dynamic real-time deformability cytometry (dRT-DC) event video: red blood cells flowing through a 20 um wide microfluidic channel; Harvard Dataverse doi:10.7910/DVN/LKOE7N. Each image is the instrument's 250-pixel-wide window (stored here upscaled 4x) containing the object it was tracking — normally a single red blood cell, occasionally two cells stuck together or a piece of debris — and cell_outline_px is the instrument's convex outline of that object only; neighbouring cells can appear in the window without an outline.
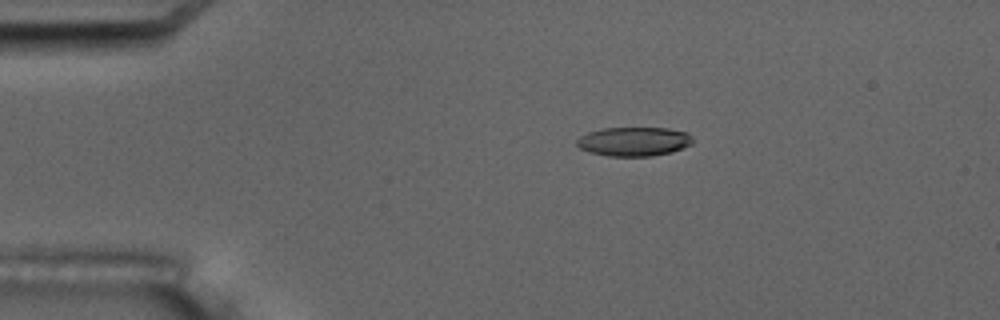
{"species": "common noctule bat (a hibernating species)", "species_latin": "Nyctalus noctula", "temperature_condition": "room temperature", "stored_images_in_passage": 6, "camera_frame_rate_fps": 3000, "um_per_image_px": 0.085, "animal": {"sex": "male", "body_mass_g": 17.5, "forearm_length_mm": 52.3}, "frame": {"image": 1, "passage_image": 3, "time_ms": 2.333, "image_size_px": [1000, 320], "cell_outline_px": [[692, 144], [672, 152], [652, 156], [608, 156], [588, 152], [580, 148], [576, 144], [576, 140], [580, 136], [588, 132], [604, 128], [668, 128], [688, 132], [692, 136]], "centroid_in_image_um": [53.88, 12.03], "position_along_channel_um": 31.1, "area_um2": 19.77}}
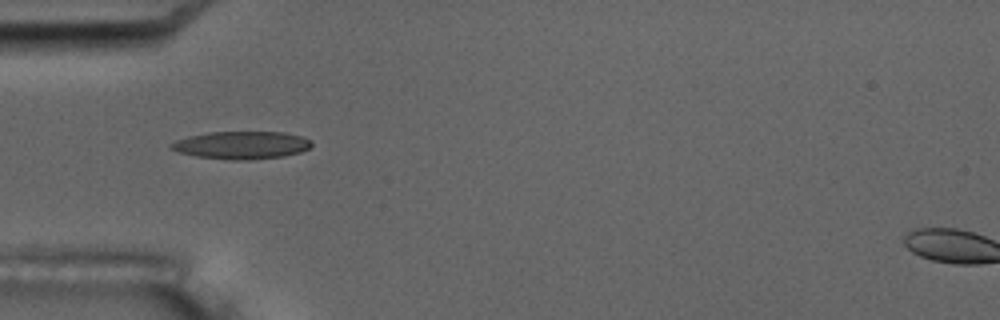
{"frame": {"image": 2, "passage_image": 5, "time_ms": 4.667, "image_size_px": [1000, 320], "cell_outline_px": [[312, 144], [308, 148], [300, 152], [284, 156], [248, 160], [228, 160], [196, 156], [180, 152], [168, 148], [168, 144], [176, 140], [188, 136], [208, 132], [284, 132], [300, 136], [312, 140]], "centroid_in_image_um": [20.5, 12.33], "position_along_channel_um": 64.5, "area_um2": 22.77}}